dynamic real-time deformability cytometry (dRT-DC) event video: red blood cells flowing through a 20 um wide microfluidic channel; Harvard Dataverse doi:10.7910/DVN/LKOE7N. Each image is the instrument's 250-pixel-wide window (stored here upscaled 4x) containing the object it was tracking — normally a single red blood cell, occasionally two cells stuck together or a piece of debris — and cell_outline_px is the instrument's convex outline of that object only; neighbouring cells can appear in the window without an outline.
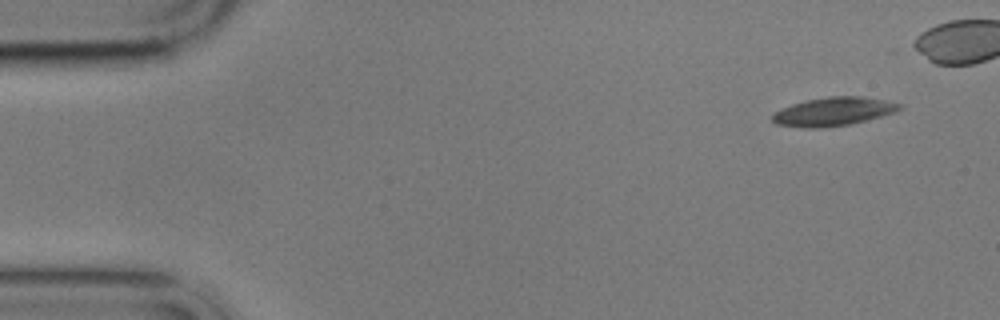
{"species": "common noctule bat (a hibernating species)", "species_latin": "Nyctalus noctula", "temperature_condition": "cold", "stored_images_in_passage": 14, "camera_frame_rate_fps": 3000, "um_per_image_px": 0.085, "animal": {"sex": "male", "body_mass_g": 17.9}, "frame": {"image": 1, "passage_image": 1, "time_ms": 0.0, "image_size_px": [1000, 320], "cell_outline_px": [[904, 108], [896, 112], [852, 124], [820, 128], [804, 128], [776, 124], [772, 120], [772, 116], [780, 108], [792, 104], [808, 100], [828, 96], [860, 96], [884, 100], [904, 104]], "centroid_in_image_um": [70.88, 9.48], "position_along_channel_um": 14.1, "area_um2": 21.27}}
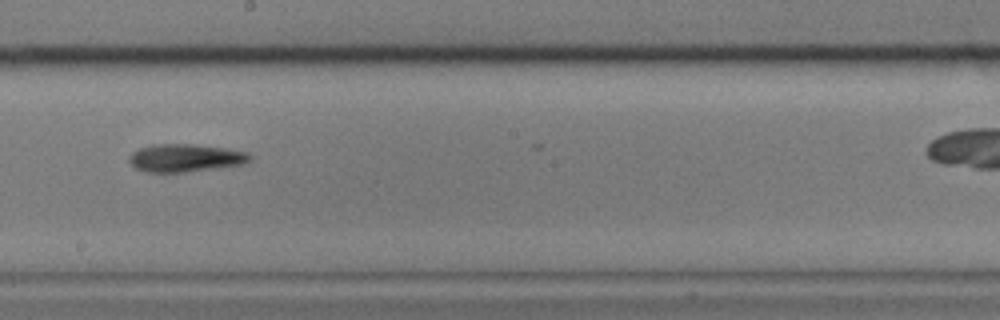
{"frame": {"image": 2, "passage_image": 8, "time_ms": 9.333, "image_size_px": [1000, 320], "cell_outline_px": [[252, 160], [244, 164], [216, 168], [184, 172], [144, 172], [136, 168], [128, 160], [128, 156], [132, 152], [140, 148], [152, 144], [192, 144], [224, 148], [248, 152], [252, 156]], "centroid_in_image_um": [15.76, 13.42], "position_along_channel_um": 232.4, "area_um2": 19.65}}
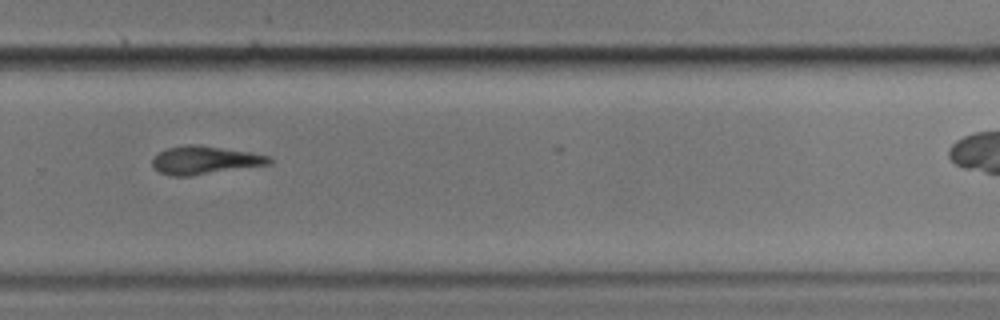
{"frame": {"image": 3, "passage_image": 10, "time_ms": 11.667, "image_size_px": [1000, 320], "cell_outline_px": [[272, 164], [188, 176], [172, 176], [160, 172], [152, 168], [152, 160], [160, 152], [168, 148], [188, 144], [196, 144], [252, 152], [268, 156], [272, 160]], "centroid_in_image_um": [17.41, 13.61], "position_along_channel_um": 312.4, "area_um2": 19.07}, "authors_computed_cell_mechanics": {"area_um2": 20.0855, "velocity_mm_per_s": 3.4522, "shape_relaxation_time_tau1_ms": 2.3233, "shape_relaxation_time_tau2_ms": 7.4193, "deformation_change_tau1": 0.0639, "deformation_change_tau2": 0.1931}}